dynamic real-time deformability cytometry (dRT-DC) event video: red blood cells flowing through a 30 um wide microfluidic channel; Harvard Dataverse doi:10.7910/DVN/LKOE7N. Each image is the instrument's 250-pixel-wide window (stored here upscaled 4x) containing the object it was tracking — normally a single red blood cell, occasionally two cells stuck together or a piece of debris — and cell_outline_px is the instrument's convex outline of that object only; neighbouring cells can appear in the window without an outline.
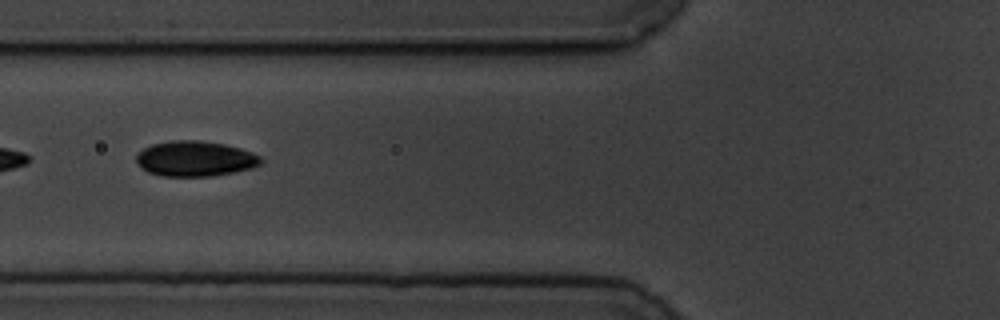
{"species": "common noctule bat (a hibernating species)", "species_latin": "Nyctalus noctula", "temperature_condition": "cold", "stored_images_in_passage": 13, "camera_frame_rate_fps": 3000, "um_per_image_px": 0.085, "animal": {"sex": "male", "body_mass_g": 19.5, "forearm_length_mm": 54.6}, "frame": {"image": 1, "passage_image": 5, "time_ms": 6.0, "image_size_px": [1000, 320], "cell_outline_px": [[264, 160], [260, 164], [252, 168], [212, 176], [164, 176], [148, 172], [140, 168], [136, 160], [136, 156], [144, 148], [152, 144], [172, 140], [200, 140], [224, 144], [240, 148], [252, 152], [260, 156]], "centroid_in_image_um": [16.59, 13.48], "position_along_channel_um": 109.2, "area_um2": 25.66}}
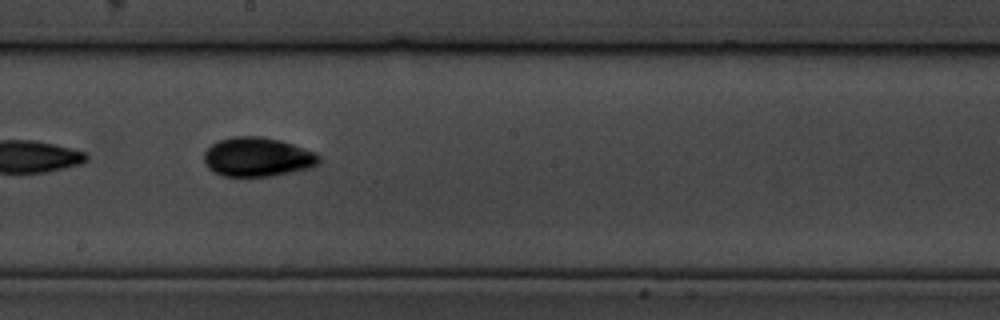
{"frame": {"image": 2, "passage_image": 8, "time_ms": 9.333, "image_size_px": [1000, 320], "cell_outline_px": [[320, 164], [308, 168], [272, 176], [224, 176], [208, 168], [204, 160], [204, 152], [212, 144], [220, 140], [232, 136], [260, 136], [280, 140], [292, 144], [312, 152], [320, 156]], "centroid_in_image_um": [21.87, 13.34], "position_along_channel_um": 226.3, "area_um2": 26.01}}
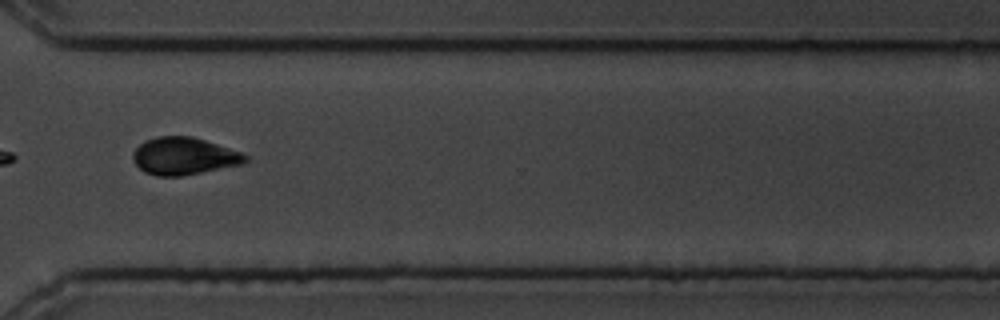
{"frame": {"image": 3, "passage_image": 11, "time_ms": 13.0, "image_size_px": [1000, 320], "cell_outline_px": [[248, 160], [244, 164], [180, 176], [156, 176], [144, 172], [136, 164], [132, 156], [132, 152], [144, 140], [156, 136], [192, 136], [240, 152], [248, 156]], "centroid_in_image_um": [15.61, 13.27], "position_along_channel_um": 355.0, "area_um2": 24.39}, "authors_computed_cell_mechanics": {"area_um2": 25.3742, "velocity_mm_per_s": 3.502, "shape_relaxation_time_tau1_ms": 1.3054, "shape_relaxation_time_tau2_ms": 4.3441, "deformation_change_tau1": 0.2406, "deformation_change_tau2": 0.0838}}